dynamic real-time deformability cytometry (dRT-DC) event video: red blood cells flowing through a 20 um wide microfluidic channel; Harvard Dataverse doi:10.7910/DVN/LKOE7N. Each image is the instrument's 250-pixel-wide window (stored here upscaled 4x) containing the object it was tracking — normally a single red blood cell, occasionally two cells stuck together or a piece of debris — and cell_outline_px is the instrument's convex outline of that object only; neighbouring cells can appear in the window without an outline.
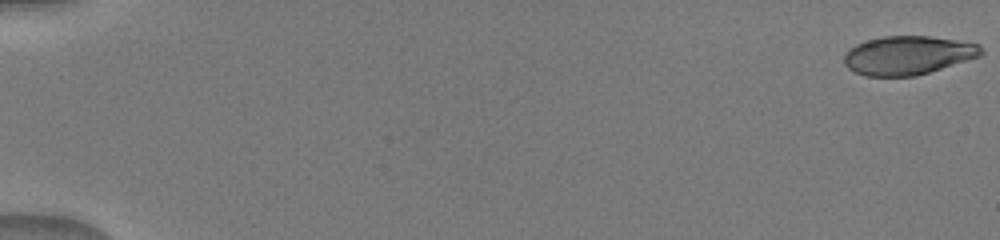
{"species": "human", "species_latin": "Homo sapiens", "temperature_condition": "warm", "stored_images_in_passage": 52, "camera_frame_rate_fps": 3000, "um_per_image_px": 0.085, "donor": {"sex": "male"}, "frame": {"image": 1, "passage_image": 1, "time_ms": 0.0, "image_size_px": [1000, 240], "cell_outline_px": [[984, 52], [980, 56], [916, 76], [864, 76], [848, 68], [844, 64], [844, 52], [856, 44], [868, 40], [884, 36], [928, 36], [980, 44]], "centroid_in_image_um": [77.15, 4.7], "position_along_channel_um": 7.8, "area_um2": 30.81}}
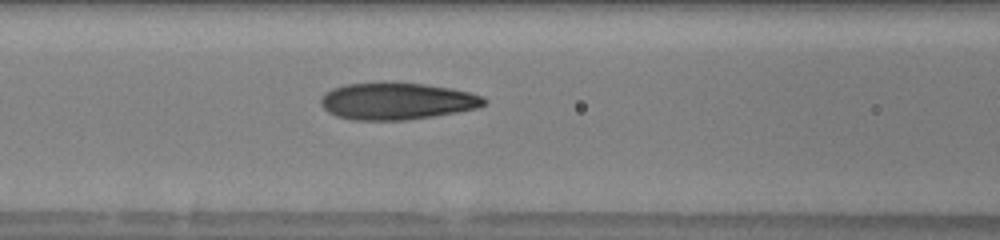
{"frame": {"image": 2, "passage_image": 24, "time_ms": 7.667, "image_size_px": [1000, 240], "cell_outline_px": [[488, 100], [484, 104], [476, 108], [456, 112], [408, 120], [352, 120], [336, 116], [328, 112], [320, 104], [320, 100], [324, 92], [332, 88], [344, 84], [384, 80], [424, 84], [452, 88], [484, 96]], "centroid_in_image_um": [33.68, 8.56], "position_along_channel_um": 132.9, "area_um2": 35.89}}
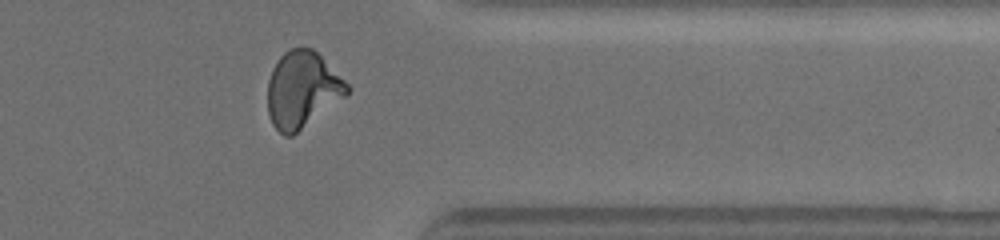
{"frame": {"image": 3, "passage_image": 43, "time_ms": 14.0, "image_size_px": [1000, 240], "cell_outline_px": [[352, 88], [344, 96], [292, 136], [284, 136], [272, 124], [268, 112], [268, 80], [272, 68], [280, 56], [288, 48], [312, 48]], "centroid_in_image_um": [25.65, 7.61], "position_along_channel_um": 385.7, "area_um2": 34.74}}